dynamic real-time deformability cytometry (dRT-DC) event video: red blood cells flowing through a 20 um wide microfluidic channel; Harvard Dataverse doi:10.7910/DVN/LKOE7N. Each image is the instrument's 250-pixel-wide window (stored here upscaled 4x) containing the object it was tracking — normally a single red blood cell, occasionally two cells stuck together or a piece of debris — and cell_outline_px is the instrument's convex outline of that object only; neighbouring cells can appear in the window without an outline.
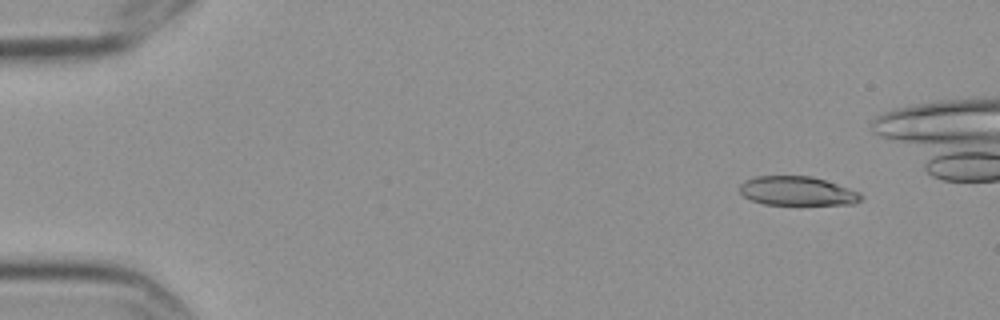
{"species": "Egyptian fruit bat (a non-hibernating species)", "species_latin": "Rousettus aegyptiacus", "temperature_condition": "cold", "stored_images_in_passage": 5, "camera_frame_rate_fps": 3000, "um_per_image_px": 0.085, "frame": {"image": 1, "passage_image": 1, "time_ms": 0.0, "image_size_px": [1000, 320], "cell_outline_px": [[864, 196], [856, 204], [764, 204], [752, 200], [744, 196], [740, 192], [740, 184], [744, 180], [756, 176], [812, 176], [860, 192]], "centroid_in_image_um": [67.76, 16.23], "position_along_channel_um": 17.2, "area_um2": 20.4}}